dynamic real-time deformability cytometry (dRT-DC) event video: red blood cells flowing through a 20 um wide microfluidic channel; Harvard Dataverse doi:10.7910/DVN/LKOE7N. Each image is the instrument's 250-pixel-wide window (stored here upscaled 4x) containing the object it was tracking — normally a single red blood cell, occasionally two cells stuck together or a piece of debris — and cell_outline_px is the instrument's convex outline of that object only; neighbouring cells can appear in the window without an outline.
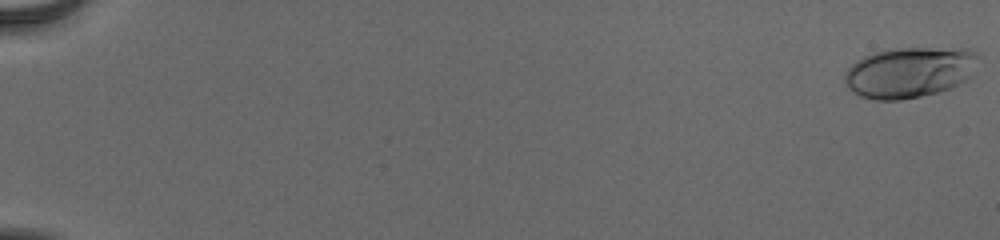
{"species": "human", "species_latin": "Homo sapiens", "temperature_condition": "cold", "stored_images_in_passage": 56, "camera_frame_rate_fps": 3000, "um_per_image_px": 0.085, "donor": {"sex": "male"}, "frame": {"image": 1, "passage_image": 1, "time_ms": 0.0, "image_size_px": [1000, 240], "cell_outline_px": [[980, 56], [972, 76], [968, 80], [960, 84], [936, 92], [920, 96], [900, 100], [872, 100], [860, 96], [852, 92], [848, 88], [844, 80], [844, 76], [848, 68], [856, 60], [872, 52], [896, 48], [968, 48], [976, 52]], "centroid_in_image_um": [77.33, 6.13], "position_along_channel_um": 7.7, "area_um2": 39.94}}
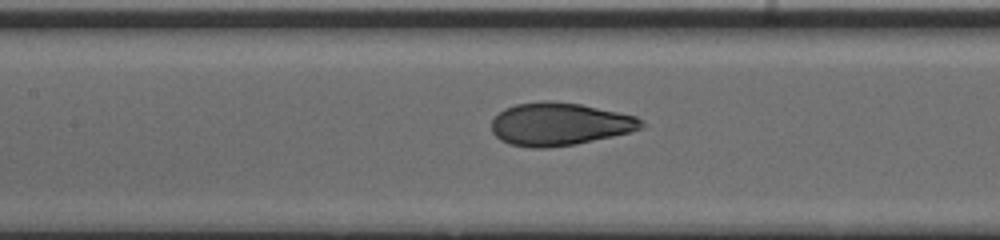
{"frame": {"image": 2, "passage_image": 29, "time_ms": 9.333, "image_size_px": [1000, 240], "cell_outline_px": [[644, 128], [632, 132], [576, 144], [548, 148], [532, 148], [508, 144], [500, 140], [492, 132], [492, 120], [504, 108], [516, 104], [544, 100], [548, 100], [580, 104], [636, 116], [644, 120]], "centroid_in_image_um": [47.57, 10.55], "position_along_channel_um": 159.8, "area_um2": 37.63}}
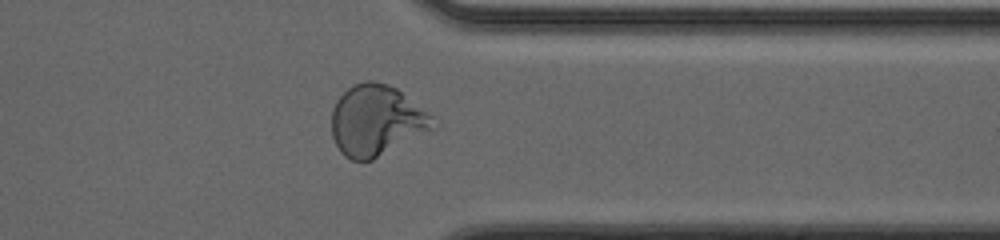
{"frame": {"image": 3, "passage_image": 46, "time_ms": 15.0, "image_size_px": [1000, 240], "cell_outline_px": [[432, 128], [372, 160], [352, 160], [344, 156], [340, 152], [332, 136], [332, 108], [336, 100], [348, 88], [356, 84], [368, 80], [372, 80], [388, 84], [396, 88], [428, 112], [432, 116]], "centroid_in_image_um": [31.93, 10.23], "position_along_channel_um": 379.5, "area_um2": 41.04}, "authors_computed_cell_mechanics": {"area_um2": 37.57, "velocity_mm_per_s": 3.9068, "shape_relaxation_time_tau1_ms": 5.6593, "shape_relaxation_time_tau2_ms": null, "deformation_change_tau1": 0.2277, "deformation_change_tau2": null}}